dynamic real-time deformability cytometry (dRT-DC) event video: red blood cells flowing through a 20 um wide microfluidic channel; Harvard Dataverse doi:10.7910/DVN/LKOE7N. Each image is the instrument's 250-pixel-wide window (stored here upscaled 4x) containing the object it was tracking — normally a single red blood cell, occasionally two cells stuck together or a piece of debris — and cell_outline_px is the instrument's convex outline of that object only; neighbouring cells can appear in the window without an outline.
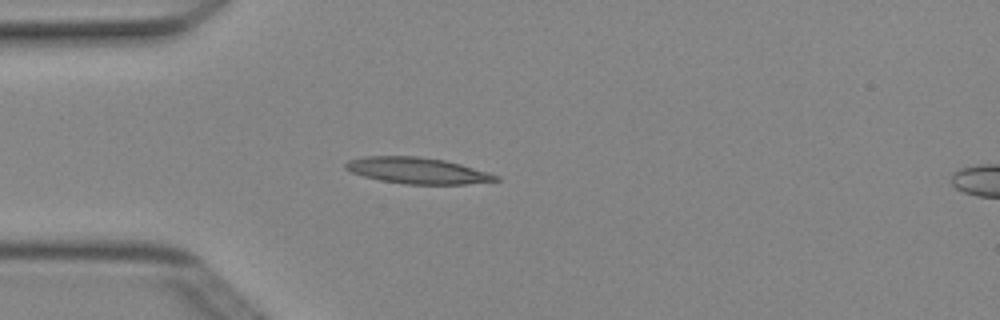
{"species": "Egyptian fruit bat (a non-hibernating species)", "species_latin": "Rousettus aegyptiacus", "temperature_condition": "cold", "stored_images_in_passage": 3, "camera_frame_rate_fps": 3000, "um_per_image_px": 0.085, "animal": {"sex": "female"}, "frame": {"image": 1, "passage_image": 2, "time_ms": 0.333, "image_size_px": [1000, 320], "cell_outline_px": [[500, 180], [464, 184], [404, 184], [380, 180], [364, 176], [352, 172], [344, 168], [344, 164], [348, 160], [364, 156], [416, 156], [444, 160], [460, 164], [488, 172], [500, 176]], "centroid_in_image_um": [35.45, 14.5], "position_along_channel_um": 49.5, "area_um2": 22.83}}